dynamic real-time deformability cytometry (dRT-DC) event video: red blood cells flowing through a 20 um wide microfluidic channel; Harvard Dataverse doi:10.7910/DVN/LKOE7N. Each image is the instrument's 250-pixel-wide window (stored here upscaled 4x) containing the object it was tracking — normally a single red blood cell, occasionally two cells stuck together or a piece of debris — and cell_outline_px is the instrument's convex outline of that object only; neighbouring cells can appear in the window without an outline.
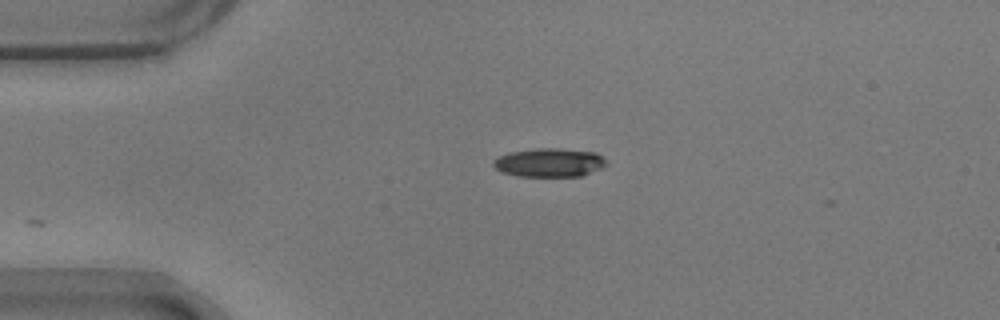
{"species": "common noctule bat (a hibernating species)", "species_latin": "Nyctalus noctula", "temperature_condition": "warm", "stored_images_in_passage": 22, "camera_frame_rate_fps": 3000, "um_per_image_px": 0.085, "animal": {"sex": "male", "body_mass_g": 17.9}, "frame": {"image": 1, "passage_image": 1, "time_ms": 0.0, "image_size_px": [1000, 320], "cell_outline_px": [[608, 164], [584, 176], [516, 176], [500, 172], [492, 164], [492, 160], [508, 152], [540, 148], [556, 148], [596, 152]], "centroid_in_image_um": [46.66, 13.82], "position_along_channel_um": 38.3, "area_um2": 18.9}}
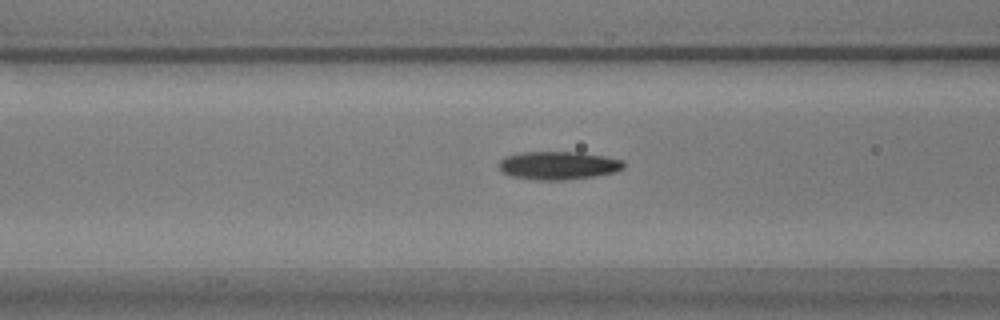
{"frame": {"image": 2, "passage_image": 10, "time_ms": 3.0, "image_size_px": [1000, 320], "cell_outline_px": [[624, 168], [616, 172], [596, 176], [564, 180], [536, 180], [512, 176], [500, 172], [496, 164], [504, 156], [520, 152], [580, 152], [604, 156], [624, 160]], "centroid_in_image_um": [47.42, 14.06], "position_along_channel_um": 119.2, "area_um2": 20.87}}
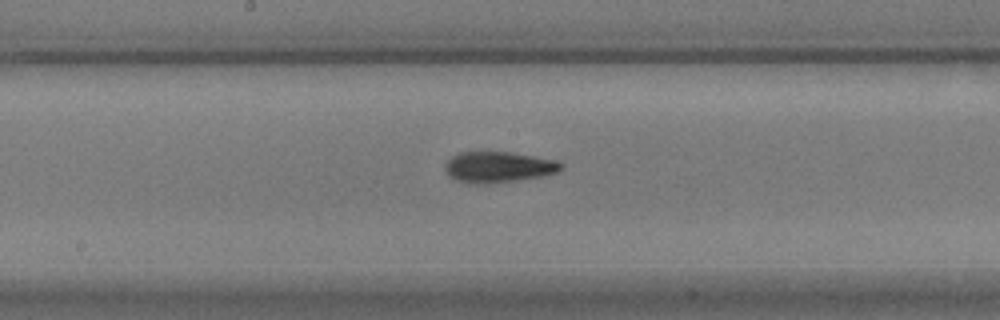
{"frame": {"image": 3, "passage_image": 17, "time_ms": 5.333, "image_size_px": [1000, 320], "cell_outline_px": [[564, 168], [556, 172], [544, 176], [516, 180], [480, 184], [472, 184], [456, 180], [448, 176], [444, 168], [444, 164], [452, 156], [460, 152], [508, 152], [556, 160], [564, 164]], "centroid_in_image_um": [42.35, 14.2], "position_along_channel_um": 205.9, "area_um2": 20.87}}